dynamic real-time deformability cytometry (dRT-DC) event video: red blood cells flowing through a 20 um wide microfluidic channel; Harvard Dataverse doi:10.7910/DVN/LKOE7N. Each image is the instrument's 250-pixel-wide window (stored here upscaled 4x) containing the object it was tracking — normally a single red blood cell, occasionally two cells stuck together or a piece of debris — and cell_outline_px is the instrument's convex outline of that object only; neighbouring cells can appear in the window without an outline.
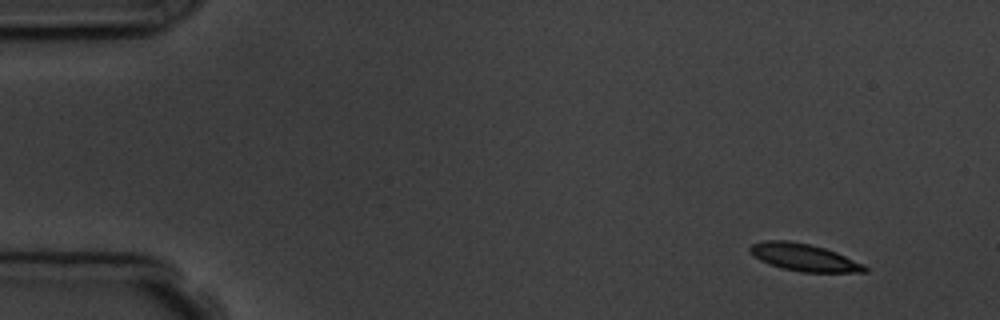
{"species": "common noctule bat (a hibernating species)", "species_latin": "Nyctalus noctula", "temperature_condition": "room temperature", "stored_images_in_passage": 4, "camera_frame_rate_fps": 3000, "um_per_image_px": 0.085, "animal": {"sex": "male", "body_mass_g": 19.5, "forearm_length_mm": 54.6}, "frame": {"image": 1, "passage_image": 1, "time_ms": 0.0, "image_size_px": [1000, 320], "cell_outline_px": [[868, 272], [804, 272], [780, 268], [768, 264], [760, 260], [748, 248], [752, 244], [764, 240], [788, 240], [808, 244], [824, 248], [836, 252], [864, 264], [868, 268]], "centroid_in_image_um": [68.35, 21.88], "position_along_channel_um": 16.7, "area_um2": 18.15}}
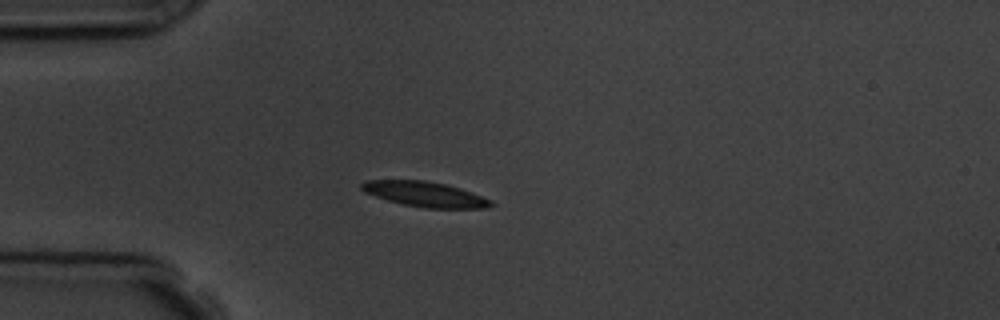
{"frame": {"image": 2, "passage_image": 4, "time_ms": 3.333, "image_size_px": [1000, 320], "cell_outline_px": [[496, 204], [488, 208], [424, 208], [404, 204], [388, 200], [364, 192], [360, 188], [360, 184], [368, 180], [424, 180], [444, 184], [460, 188], [472, 192], [492, 200]], "centroid_in_image_um": [36.16, 16.51], "position_along_channel_um": 48.8, "area_um2": 18.9}}